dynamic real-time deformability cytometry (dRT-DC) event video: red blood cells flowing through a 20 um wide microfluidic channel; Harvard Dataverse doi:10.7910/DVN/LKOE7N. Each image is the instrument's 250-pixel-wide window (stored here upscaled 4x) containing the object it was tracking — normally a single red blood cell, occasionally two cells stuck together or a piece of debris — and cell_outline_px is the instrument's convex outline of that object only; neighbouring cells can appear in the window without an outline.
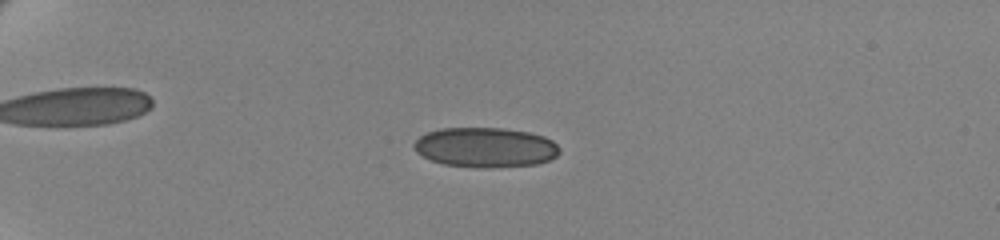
{"species": "human", "species_latin": "Homo sapiens", "temperature_condition": "cold", "stored_images_in_passage": 61, "camera_frame_rate_fps": 3000, "um_per_image_px": 0.085, "donor": {"sex": "female"}, "frame": {"image": 1, "passage_image": 18, "time_ms": 5.667, "image_size_px": [1000, 240], "cell_outline_px": [[560, 152], [556, 156], [548, 160], [536, 164], [492, 168], [476, 168], [444, 164], [432, 160], [416, 152], [412, 144], [420, 136], [428, 132], [440, 128], [500, 128], [528, 132], [544, 136], [552, 140], [560, 148]], "centroid_in_image_um": [41.26, 12.53], "position_along_channel_um": 43.7, "area_um2": 33.87}}
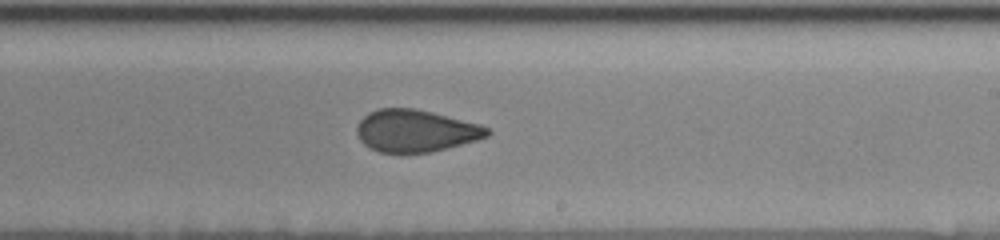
{"frame": {"image": 2, "passage_image": 41, "time_ms": 13.333, "image_size_px": [1000, 240], "cell_outline_px": [[492, 132], [488, 136], [476, 140], [432, 152], [400, 156], [380, 152], [368, 148], [360, 140], [356, 132], [356, 128], [360, 120], [368, 112], [380, 108], [416, 108], [480, 124], [488, 128]], "centroid_in_image_um": [35.29, 11.15], "position_along_channel_um": 253.7, "area_um2": 32.77}}
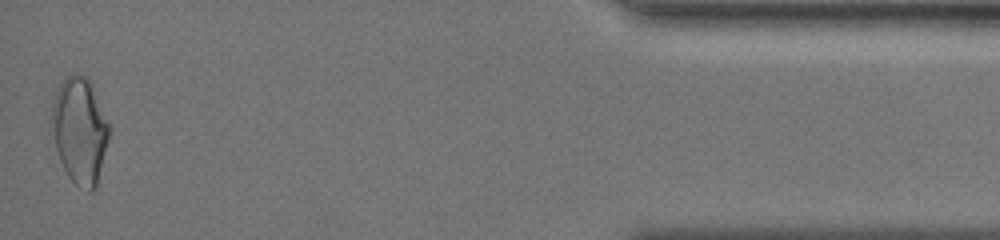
{"frame": {"image": 3, "passage_image": 61, "time_ms": 20.0, "image_size_px": [1000, 240], "cell_outline_px": [[112, 128], [96, 184], [92, 192], [88, 192], [76, 184], [68, 176], [60, 160], [48, 128], [52, 104], [56, 92], [60, 84], [68, 76], [76, 72], [84, 76], [92, 84], [112, 124]], "centroid_in_image_um": [6.78, 11.06], "position_along_channel_um": 428.4, "area_um2": 36.36}, "authors_computed_cell_mechanics": {"area_um2": 32.946, "velocity_mm_per_s": 3.4765, "shape_relaxation_time_tau1_ms": null, "shape_relaxation_time_tau2_ms": 1.7037, "deformation_change_tau1": null, "deformation_change_tau2": 0.0747}}